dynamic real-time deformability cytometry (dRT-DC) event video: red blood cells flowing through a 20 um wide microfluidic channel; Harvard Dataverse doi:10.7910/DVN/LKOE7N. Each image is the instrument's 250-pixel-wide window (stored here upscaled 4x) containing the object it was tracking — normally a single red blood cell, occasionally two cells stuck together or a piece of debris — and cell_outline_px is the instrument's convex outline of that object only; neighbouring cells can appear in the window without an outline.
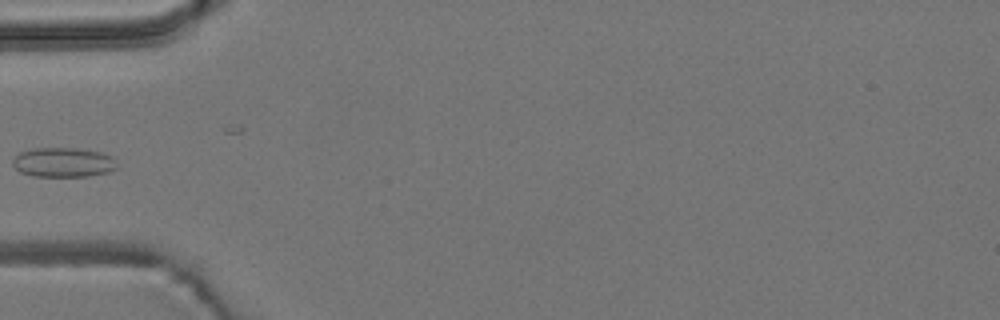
{"species": "common noctule bat (a hibernating species)", "species_latin": "Nyctalus noctula", "temperature_condition": "room temperature", "stored_images_in_passage": 2, "camera_frame_rate_fps": 3000, "um_per_image_px": 0.085, "animal": {"sex": "male", "body_mass_g": 19.2, "forearm_length_mm": 51.8}, "frame": {"image": 1, "passage_image": 2, "time_ms": 1.0, "image_size_px": [1000, 320], "cell_outline_px": [[116, 168], [108, 172], [88, 176], [32, 176], [20, 172], [12, 164], [12, 160], [20, 152], [32, 148], [76, 148], [100, 152], [112, 156]], "centroid_in_image_um": [5.34, 13.8], "position_along_channel_um": 79.7, "area_um2": 17.86}}